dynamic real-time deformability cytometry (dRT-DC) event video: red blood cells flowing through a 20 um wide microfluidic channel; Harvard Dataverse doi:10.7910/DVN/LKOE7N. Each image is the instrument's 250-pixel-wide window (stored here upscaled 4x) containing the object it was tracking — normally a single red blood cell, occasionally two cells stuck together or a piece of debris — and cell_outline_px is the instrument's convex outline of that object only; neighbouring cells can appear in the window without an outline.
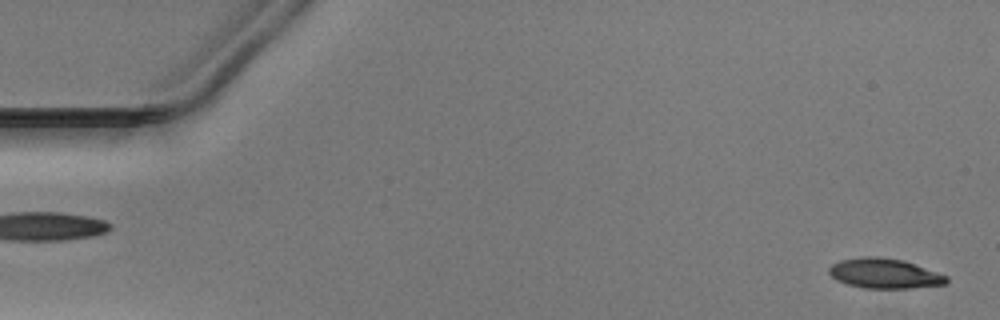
{"species": "Egyptian fruit bat (a non-hibernating species)", "species_latin": "Rousettus aegyptiacus", "temperature_condition": "warm", "stored_images_in_passage": 42, "camera_frame_rate_fps": 3000, "um_per_image_px": 0.085, "animal": {"sex": "male"}, "frame": {"image": 1, "passage_image": 1, "time_ms": 0.0, "image_size_px": [1000, 320], "cell_outline_px": [[948, 280], [944, 284], [912, 288], [864, 288], [848, 284], [836, 280], [828, 272], [828, 268], [832, 264], [840, 260], [860, 256], [880, 256], [904, 260], [948, 276]], "centroid_in_image_um": [75.15, 23.23], "position_along_channel_um": 9.8, "area_um2": 20.58}}
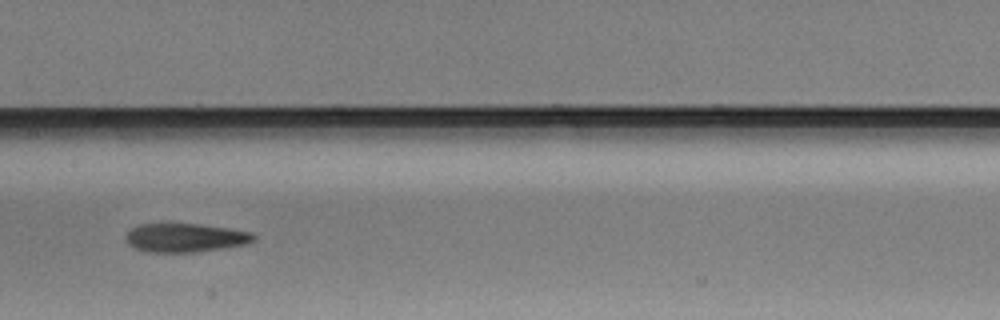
{"frame": {"image": 2, "passage_image": 25, "time_ms": 8.0, "image_size_px": [1000, 320], "cell_outline_px": [[256, 240], [244, 244], [196, 252], [144, 252], [128, 244], [124, 240], [124, 236], [132, 228], [140, 224], [200, 224], [228, 228], [252, 232], [256, 236]], "centroid_in_image_um": [15.72, 20.2], "position_along_channel_um": 191.7, "area_um2": 21.39}}
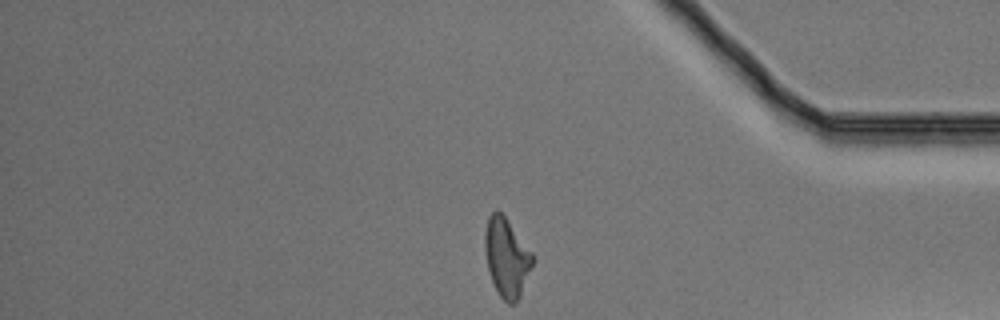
{"frame": {"image": 3, "passage_image": 42, "time_ms": 13.667, "image_size_px": [1000, 320], "cell_outline_px": [[532, 264], [520, 296], [516, 304], [508, 304], [500, 296], [492, 280], [488, 268], [484, 248], [484, 232], [488, 216], [492, 212], [500, 212], [504, 216], [532, 252]], "centroid_in_image_um": [43.04, 21.89], "position_along_channel_um": 392.2, "area_um2": 21.44}}